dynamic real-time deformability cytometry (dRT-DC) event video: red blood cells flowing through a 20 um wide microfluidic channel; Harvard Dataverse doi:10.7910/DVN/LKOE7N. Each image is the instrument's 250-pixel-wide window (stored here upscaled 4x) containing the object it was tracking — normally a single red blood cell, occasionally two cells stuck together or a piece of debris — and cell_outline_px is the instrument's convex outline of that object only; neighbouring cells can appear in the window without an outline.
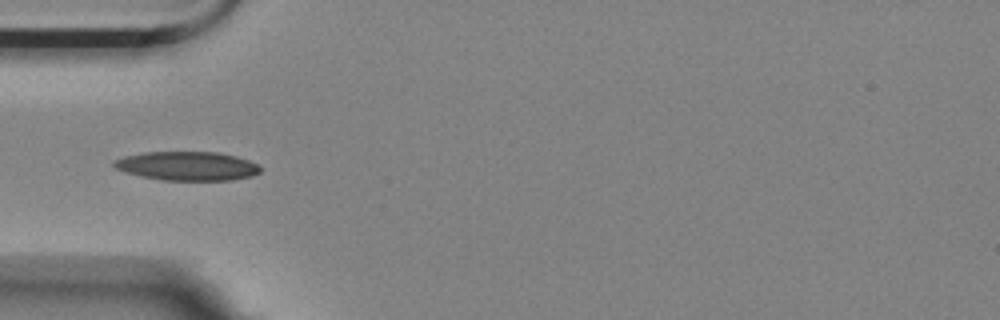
{"species": "Egyptian fruit bat (a non-hibernating species)", "species_latin": "Rousettus aegyptiacus", "temperature_condition": "room temperature", "stored_images_in_passage": 4, "camera_frame_rate_fps": 3000, "um_per_image_px": 0.085, "animal": {"sex": "female"}, "frame": {"image": 1, "passage_image": 1, "time_ms": 0.0, "image_size_px": [1000, 320], "cell_outline_px": [[260, 172], [252, 176], [232, 180], [164, 180], [140, 176], [124, 172], [116, 168], [112, 164], [112, 160], [124, 156], [144, 152], [216, 152], [236, 156], [260, 164]], "centroid_in_image_um": [15.9, 14.11], "position_along_channel_um": 69.1, "area_um2": 24.8}}
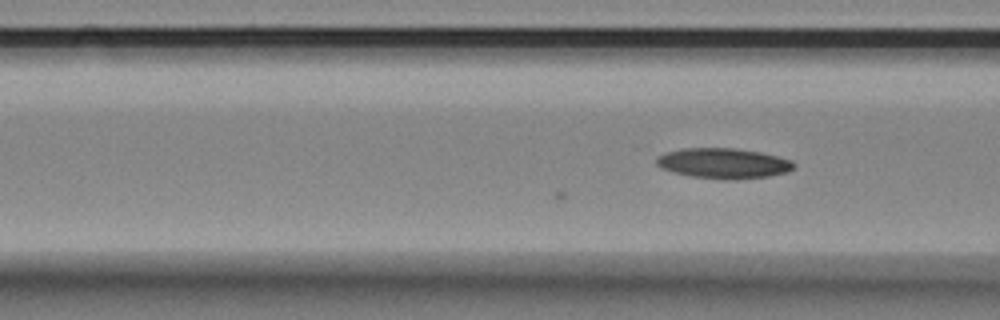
{"frame": {"image": 2, "passage_image": 4, "time_ms": 1.0, "image_size_px": [1000, 320], "cell_outline_px": [[796, 168], [788, 172], [768, 176], [736, 180], [724, 180], [692, 176], [676, 172], [664, 168], [656, 164], [656, 156], [664, 152], [684, 148], [732, 148], [760, 152], [792, 160], [796, 164]], "centroid_in_image_um": [61.53, 13.88], "position_along_channel_um": 105.1, "area_um2": 24.33}}